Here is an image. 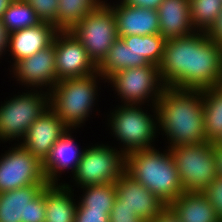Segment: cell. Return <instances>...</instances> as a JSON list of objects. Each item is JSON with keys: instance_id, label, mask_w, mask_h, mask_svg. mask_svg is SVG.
<instances>
[{"instance_id": "7c38bea8", "label": "cell", "mask_w": 222, "mask_h": 222, "mask_svg": "<svg viewBox=\"0 0 222 222\" xmlns=\"http://www.w3.org/2000/svg\"><path fill=\"white\" fill-rule=\"evenodd\" d=\"M55 36L51 45L30 57L17 61L8 71L19 89L49 92L57 83ZM13 78V79H12ZM21 86V87H20Z\"/></svg>"}, {"instance_id": "ab89813d", "label": "cell", "mask_w": 222, "mask_h": 222, "mask_svg": "<svg viewBox=\"0 0 222 222\" xmlns=\"http://www.w3.org/2000/svg\"><path fill=\"white\" fill-rule=\"evenodd\" d=\"M214 143H220L222 145V137L217 142Z\"/></svg>"}, {"instance_id": "52a82bcc", "label": "cell", "mask_w": 222, "mask_h": 222, "mask_svg": "<svg viewBox=\"0 0 222 222\" xmlns=\"http://www.w3.org/2000/svg\"><path fill=\"white\" fill-rule=\"evenodd\" d=\"M17 90L0 102V144L20 143L48 107V92L23 88L16 93Z\"/></svg>"}, {"instance_id": "74e56055", "label": "cell", "mask_w": 222, "mask_h": 222, "mask_svg": "<svg viewBox=\"0 0 222 222\" xmlns=\"http://www.w3.org/2000/svg\"><path fill=\"white\" fill-rule=\"evenodd\" d=\"M214 153L216 156L218 176L222 177V145L214 143Z\"/></svg>"}, {"instance_id": "7a4b0ae2", "label": "cell", "mask_w": 222, "mask_h": 222, "mask_svg": "<svg viewBox=\"0 0 222 222\" xmlns=\"http://www.w3.org/2000/svg\"><path fill=\"white\" fill-rule=\"evenodd\" d=\"M156 109L158 133L166 147L208 142L201 90L165 87Z\"/></svg>"}, {"instance_id": "d4e9b609", "label": "cell", "mask_w": 222, "mask_h": 222, "mask_svg": "<svg viewBox=\"0 0 222 222\" xmlns=\"http://www.w3.org/2000/svg\"><path fill=\"white\" fill-rule=\"evenodd\" d=\"M74 191L75 193H78L76 194L78 195V205L76 210L105 211L108 215L111 213L117 197L114 183L90 185L74 189Z\"/></svg>"}, {"instance_id": "6da1fadb", "label": "cell", "mask_w": 222, "mask_h": 222, "mask_svg": "<svg viewBox=\"0 0 222 222\" xmlns=\"http://www.w3.org/2000/svg\"><path fill=\"white\" fill-rule=\"evenodd\" d=\"M159 74L166 87L202 90L222 84V45L207 32L165 40Z\"/></svg>"}, {"instance_id": "d6986e66", "label": "cell", "mask_w": 222, "mask_h": 222, "mask_svg": "<svg viewBox=\"0 0 222 222\" xmlns=\"http://www.w3.org/2000/svg\"><path fill=\"white\" fill-rule=\"evenodd\" d=\"M57 32L54 25L42 22L38 26L10 33L6 60V63H9L7 72L17 61L30 57L51 45Z\"/></svg>"}, {"instance_id": "f1b7e54d", "label": "cell", "mask_w": 222, "mask_h": 222, "mask_svg": "<svg viewBox=\"0 0 222 222\" xmlns=\"http://www.w3.org/2000/svg\"><path fill=\"white\" fill-rule=\"evenodd\" d=\"M222 12V0H190L191 22L196 31L208 32Z\"/></svg>"}, {"instance_id": "836d02e7", "label": "cell", "mask_w": 222, "mask_h": 222, "mask_svg": "<svg viewBox=\"0 0 222 222\" xmlns=\"http://www.w3.org/2000/svg\"><path fill=\"white\" fill-rule=\"evenodd\" d=\"M9 36L10 33L7 31L6 26L3 24L2 18H0V64L2 63V60L5 59L6 62L7 59Z\"/></svg>"}, {"instance_id": "8992f818", "label": "cell", "mask_w": 222, "mask_h": 222, "mask_svg": "<svg viewBox=\"0 0 222 222\" xmlns=\"http://www.w3.org/2000/svg\"><path fill=\"white\" fill-rule=\"evenodd\" d=\"M76 171L64 185L70 189L115 183L125 173L126 156L109 142L86 143Z\"/></svg>"}, {"instance_id": "44dd1931", "label": "cell", "mask_w": 222, "mask_h": 222, "mask_svg": "<svg viewBox=\"0 0 222 222\" xmlns=\"http://www.w3.org/2000/svg\"><path fill=\"white\" fill-rule=\"evenodd\" d=\"M44 196L45 222H75L78 200L73 189L64 184H48Z\"/></svg>"}, {"instance_id": "cb8c5ba5", "label": "cell", "mask_w": 222, "mask_h": 222, "mask_svg": "<svg viewBox=\"0 0 222 222\" xmlns=\"http://www.w3.org/2000/svg\"><path fill=\"white\" fill-rule=\"evenodd\" d=\"M204 108L205 137L217 142L222 137V84L201 90Z\"/></svg>"}, {"instance_id": "d6a6232c", "label": "cell", "mask_w": 222, "mask_h": 222, "mask_svg": "<svg viewBox=\"0 0 222 222\" xmlns=\"http://www.w3.org/2000/svg\"><path fill=\"white\" fill-rule=\"evenodd\" d=\"M75 222H109V215L105 211L76 210Z\"/></svg>"}, {"instance_id": "484cf974", "label": "cell", "mask_w": 222, "mask_h": 222, "mask_svg": "<svg viewBox=\"0 0 222 222\" xmlns=\"http://www.w3.org/2000/svg\"><path fill=\"white\" fill-rule=\"evenodd\" d=\"M105 0H58L56 29L70 31L88 13L98 8Z\"/></svg>"}, {"instance_id": "4dcf8cb0", "label": "cell", "mask_w": 222, "mask_h": 222, "mask_svg": "<svg viewBox=\"0 0 222 222\" xmlns=\"http://www.w3.org/2000/svg\"><path fill=\"white\" fill-rule=\"evenodd\" d=\"M216 211L217 218L222 222V177L216 179L203 191Z\"/></svg>"}, {"instance_id": "277c9868", "label": "cell", "mask_w": 222, "mask_h": 222, "mask_svg": "<svg viewBox=\"0 0 222 222\" xmlns=\"http://www.w3.org/2000/svg\"><path fill=\"white\" fill-rule=\"evenodd\" d=\"M115 105L110 106V111L104 112L103 116L105 131L109 130L108 135L114 139L107 142H111L125 156L155 147L160 141L156 105Z\"/></svg>"}, {"instance_id": "9a60e30c", "label": "cell", "mask_w": 222, "mask_h": 222, "mask_svg": "<svg viewBox=\"0 0 222 222\" xmlns=\"http://www.w3.org/2000/svg\"><path fill=\"white\" fill-rule=\"evenodd\" d=\"M57 81L91 75L98 66L90 58L88 51L70 31L55 34Z\"/></svg>"}, {"instance_id": "2e32d148", "label": "cell", "mask_w": 222, "mask_h": 222, "mask_svg": "<svg viewBox=\"0 0 222 222\" xmlns=\"http://www.w3.org/2000/svg\"><path fill=\"white\" fill-rule=\"evenodd\" d=\"M117 192L115 204L135 211L145 222H150L166 206L161 199L126 172L114 183Z\"/></svg>"}, {"instance_id": "3957f363", "label": "cell", "mask_w": 222, "mask_h": 222, "mask_svg": "<svg viewBox=\"0 0 222 222\" xmlns=\"http://www.w3.org/2000/svg\"><path fill=\"white\" fill-rule=\"evenodd\" d=\"M102 86L107 87L106 80L98 71L84 77L58 80L48 92V107L68 128L83 129L85 123L93 119L91 116L99 118L101 108L97 107L102 98L99 95L102 91L104 94Z\"/></svg>"}, {"instance_id": "f35d334b", "label": "cell", "mask_w": 222, "mask_h": 222, "mask_svg": "<svg viewBox=\"0 0 222 222\" xmlns=\"http://www.w3.org/2000/svg\"><path fill=\"white\" fill-rule=\"evenodd\" d=\"M12 0H0V18L3 17V13Z\"/></svg>"}, {"instance_id": "1f68e13d", "label": "cell", "mask_w": 222, "mask_h": 222, "mask_svg": "<svg viewBox=\"0 0 222 222\" xmlns=\"http://www.w3.org/2000/svg\"><path fill=\"white\" fill-rule=\"evenodd\" d=\"M109 222H145L135 211L127 207H118L115 203L109 214Z\"/></svg>"}, {"instance_id": "ba28073f", "label": "cell", "mask_w": 222, "mask_h": 222, "mask_svg": "<svg viewBox=\"0 0 222 222\" xmlns=\"http://www.w3.org/2000/svg\"><path fill=\"white\" fill-rule=\"evenodd\" d=\"M106 84L107 93L113 91L115 103L122 105H156L166 87L160 78L159 66L152 64L120 70L111 75Z\"/></svg>"}, {"instance_id": "8d00e7d4", "label": "cell", "mask_w": 222, "mask_h": 222, "mask_svg": "<svg viewBox=\"0 0 222 222\" xmlns=\"http://www.w3.org/2000/svg\"><path fill=\"white\" fill-rule=\"evenodd\" d=\"M207 34L211 39L222 45V12L218 15L217 21Z\"/></svg>"}, {"instance_id": "9c48e42d", "label": "cell", "mask_w": 222, "mask_h": 222, "mask_svg": "<svg viewBox=\"0 0 222 222\" xmlns=\"http://www.w3.org/2000/svg\"><path fill=\"white\" fill-rule=\"evenodd\" d=\"M184 191L203 192L218 176L213 142L169 148Z\"/></svg>"}, {"instance_id": "ac0fdd59", "label": "cell", "mask_w": 222, "mask_h": 222, "mask_svg": "<svg viewBox=\"0 0 222 222\" xmlns=\"http://www.w3.org/2000/svg\"><path fill=\"white\" fill-rule=\"evenodd\" d=\"M105 2L114 11L118 38L159 34L160 25L156 9L129 6L119 0H105Z\"/></svg>"}, {"instance_id": "5b68a950", "label": "cell", "mask_w": 222, "mask_h": 222, "mask_svg": "<svg viewBox=\"0 0 222 222\" xmlns=\"http://www.w3.org/2000/svg\"><path fill=\"white\" fill-rule=\"evenodd\" d=\"M156 145L126 155L125 172L170 205L185 191L169 148Z\"/></svg>"}, {"instance_id": "ffe728a7", "label": "cell", "mask_w": 222, "mask_h": 222, "mask_svg": "<svg viewBox=\"0 0 222 222\" xmlns=\"http://www.w3.org/2000/svg\"><path fill=\"white\" fill-rule=\"evenodd\" d=\"M160 32L166 40L196 32L191 22L190 0H163L157 8Z\"/></svg>"}, {"instance_id": "4fadbf2b", "label": "cell", "mask_w": 222, "mask_h": 222, "mask_svg": "<svg viewBox=\"0 0 222 222\" xmlns=\"http://www.w3.org/2000/svg\"><path fill=\"white\" fill-rule=\"evenodd\" d=\"M33 184L0 193V222H45L44 188Z\"/></svg>"}, {"instance_id": "603a6c76", "label": "cell", "mask_w": 222, "mask_h": 222, "mask_svg": "<svg viewBox=\"0 0 222 222\" xmlns=\"http://www.w3.org/2000/svg\"><path fill=\"white\" fill-rule=\"evenodd\" d=\"M121 39L134 52L135 67L161 64L166 40L161 34L129 35Z\"/></svg>"}, {"instance_id": "7402d4cb", "label": "cell", "mask_w": 222, "mask_h": 222, "mask_svg": "<svg viewBox=\"0 0 222 222\" xmlns=\"http://www.w3.org/2000/svg\"><path fill=\"white\" fill-rule=\"evenodd\" d=\"M180 222H221L203 192H183L170 205Z\"/></svg>"}, {"instance_id": "8fae6325", "label": "cell", "mask_w": 222, "mask_h": 222, "mask_svg": "<svg viewBox=\"0 0 222 222\" xmlns=\"http://www.w3.org/2000/svg\"><path fill=\"white\" fill-rule=\"evenodd\" d=\"M5 147L7 150L0 154V193L33 184H48L37 157L20 143Z\"/></svg>"}, {"instance_id": "5bb4252c", "label": "cell", "mask_w": 222, "mask_h": 222, "mask_svg": "<svg viewBox=\"0 0 222 222\" xmlns=\"http://www.w3.org/2000/svg\"><path fill=\"white\" fill-rule=\"evenodd\" d=\"M79 131V128H67L42 162L48 184H63L62 174H65L66 177V174L69 173V176H67L69 178L76 171L83 152L87 147L86 145L81 146V143L77 142L76 133Z\"/></svg>"}, {"instance_id": "e575fe53", "label": "cell", "mask_w": 222, "mask_h": 222, "mask_svg": "<svg viewBox=\"0 0 222 222\" xmlns=\"http://www.w3.org/2000/svg\"><path fill=\"white\" fill-rule=\"evenodd\" d=\"M150 222H180V218L169 205H166Z\"/></svg>"}, {"instance_id": "30bf717a", "label": "cell", "mask_w": 222, "mask_h": 222, "mask_svg": "<svg viewBox=\"0 0 222 222\" xmlns=\"http://www.w3.org/2000/svg\"><path fill=\"white\" fill-rule=\"evenodd\" d=\"M70 32L82 43L90 58L99 66L108 55L109 48L118 39L113 9L104 1L80 20Z\"/></svg>"}, {"instance_id": "83f0119b", "label": "cell", "mask_w": 222, "mask_h": 222, "mask_svg": "<svg viewBox=\"0 0 222 222\" xmlns=\"http://www.w3.org/2000/svg\"><path fill=\"white\" fill-rule=\"evenodd\" d=\"M135 67L134 52L118 38L109 48L108 55L98 66V73L107 80L120 70Z\"/></svg>"}, {"instance_id": "d590c367", "label": "cell", "mask_w": 222, "mask_h": 222, "mask_svg": "<svg viewBox=\"0 0 222 222\" xmlns=\"http://www.w3.org/2000/svg\"><path fill=\"white\" fill-rule=\"evenodd\" d=\"M119 1L129 6L152 8L156 10L163 2V0H119Z\"/></svg>"}, {"instance_id": "4316f807", "label": "cell", "mask_w": 222, "mask_h": 222, "mask_svg": "<svg viewBox=\"0 0 222 222\" xmlns=\"http://www.w3.org/2000/svg\"><path fill=\"white\" fill-rule=\"evenodd\" d=\"M2 20L9 33L35 27L42 23L25 0L11 1L3 13Z\"/></svg>"}, {"instance_id": "f546056e", "label": "cell", "mask_w": 222, "mask_h": 222, "mask_svg": "<svg viewBox=\"0 0 222 222\" xmlns=\"http://www.w3.org/2000/svg\"><path fill=\"white\" fill-rule=\"evenodd\" d=\"M44 23H50L56 28L58 0H25Z\"/></svg>"}, {"instance_id": "e0dca14e", "label": "cell", "mask_w": 222, "mask_h": 222, "mask_svg": "<svg viewBox=\"0 0 222 222\" xmlns=\"http://www.w3.org/2000/svg\"><path fill=\"white\" fill-rule=\"evenodd\" d=\"M67 128L61 118L47 107L27 130L20 144L43 162Z\"/></svg>"}]
</instances>
